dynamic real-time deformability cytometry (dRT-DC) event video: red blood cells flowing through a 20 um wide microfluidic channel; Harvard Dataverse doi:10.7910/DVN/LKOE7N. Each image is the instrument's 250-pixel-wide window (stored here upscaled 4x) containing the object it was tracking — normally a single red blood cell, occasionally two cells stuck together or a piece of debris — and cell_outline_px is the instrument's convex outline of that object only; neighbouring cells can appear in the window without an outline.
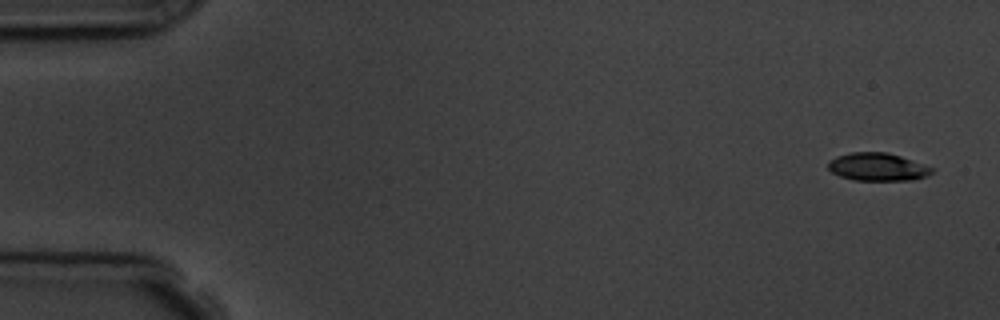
{"species": "common noctule bat (a hibernating species)", "species_latin": "Nyctalus noctula", "temperature_condition": "room temperature", "stored_images_in_passage": 4, "camera_frame_rate_fps": 3000, "um_per_image_px": 0.085, "animal": {"sex": "male", "body_mass_g": 19.5, "forearm_length_mm": 54.6}, "frame": {"image": 1, "passage_image": 1, "time_ms": 0.0, "image_size_px": [1000, 320], "cell_outline_px": [[936, 168], [928, 176], [912, 180], [852, 180], [840, 176], [832, 172], [828, 168], [828, 160], [836, 156], [852, 152], [888, 152]], "centroid_in_image_um": [74.6, 14.18], "position_along_channel_um": 10.4, "area_um2": 16.99}}